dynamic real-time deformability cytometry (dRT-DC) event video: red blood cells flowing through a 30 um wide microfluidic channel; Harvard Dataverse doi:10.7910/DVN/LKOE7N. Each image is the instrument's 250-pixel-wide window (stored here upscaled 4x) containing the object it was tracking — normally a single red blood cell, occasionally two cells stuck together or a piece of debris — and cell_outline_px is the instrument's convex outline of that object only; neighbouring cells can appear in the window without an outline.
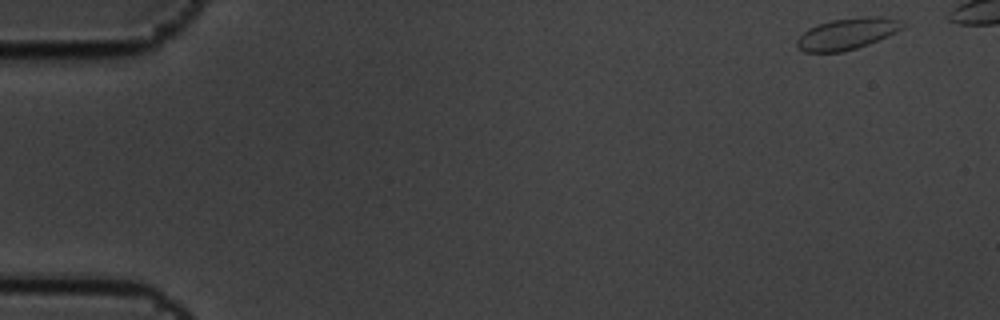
{"species": "common noctule bat (a hibernating species)", "species_latin": "Nyctalus noctula", "temperature_condition": "cold", "stored_images_in_passage": 6, "camera_frame_rate_fps": 3000, "um_per_image_px": 0.085, "animal": {"sex": "male", "body_mass_g": 19.5, "forearm_length_mm": 54.6}, "frame": {"image": 1, "passage_image": 1, "time_ms": 0.0, "image_size_px": [1000, 320], "cell_outline_px": [[908, 24], [904, 28], [888, 36], [868, 44], [856, 48], [840, 52], [804, 52], [796, 48], [796, 40], [808, 28], [816, 24], [832, 20], [860, 16], [880, 16], [896, 20]], "centroid_in_image_um": [71.99, 2.86], "position_along_channel_um": 13.0, "area_um2": 19.48}}